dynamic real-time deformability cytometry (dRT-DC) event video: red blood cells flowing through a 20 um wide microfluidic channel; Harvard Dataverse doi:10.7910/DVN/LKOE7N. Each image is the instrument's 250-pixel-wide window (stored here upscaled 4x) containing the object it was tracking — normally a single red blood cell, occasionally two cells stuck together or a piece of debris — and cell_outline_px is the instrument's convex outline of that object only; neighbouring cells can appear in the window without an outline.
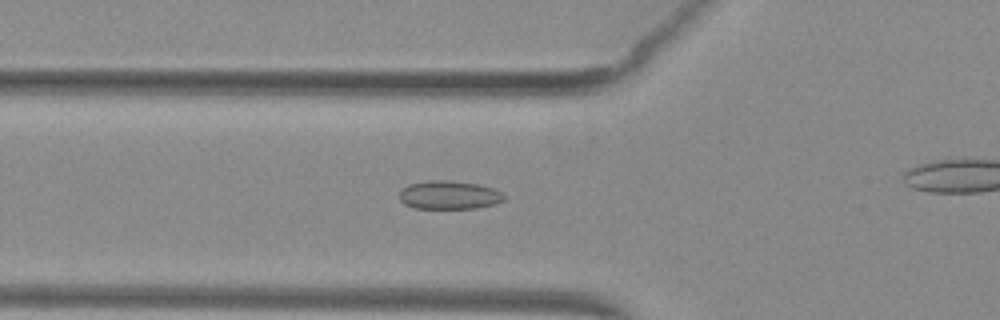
{"species": "common noctule bat (a hibernating species)", "species_latin": "Nyctalus noctula", "temperature_condition": "warm", "stored_images_in_passage": 44, "camera_frame_rate_fps": 3000, "um_per_image_px": 0.085, "animal": {"sex": "female", "body_mass_g": 29.2, "forearm_length_mm": 56.3}, "frame": {"image": 1, "passage_image": 20, "time_ms": 6.333, "image_size_px": [1000, 320], "cell_outline_px": [[504, 200], [496, 204], [476, 208], [416, 208], [404, 204], [400, 200], [400, 188], [408, 184], [428, 180], [444, 180], [476, 184], [492, 188], [500, 192], [504, 196]], "centroid_in_image_um": [38.13, 16.58], "position_along_channel_um": 87.7, "area_um2": 17.28}}
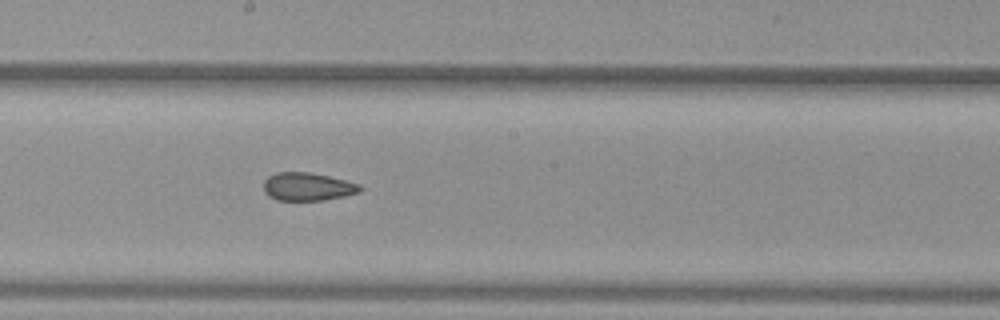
{"frame": {"image": 2, "passage_image": 30, "time_ms": 9.667, "image_size_px": [1000, 320], "cell_outline_px": [[364, 188], [360, 192], [344, 196], [324, 200], [276, 200], [268, 196], [264, 192], [264, 180], [268, 176], [276, 172], [308, 172], [328, 176], [360, 184]], "centroid_in_image_um": [26.14, 15.87], "position_along_channel_um": 222.1, "area_um2": 15.84}}
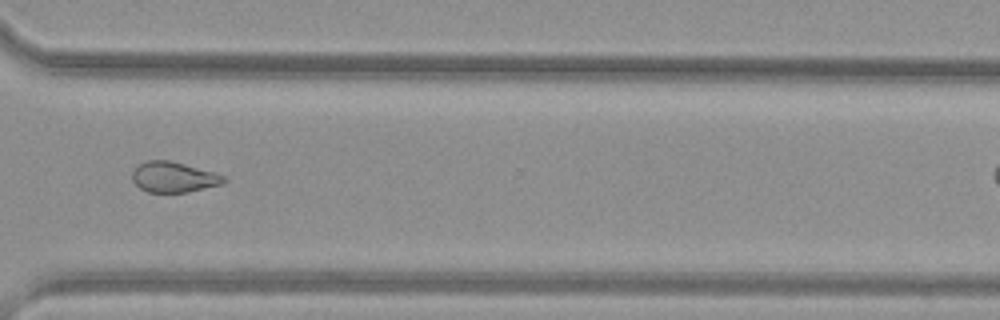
{"frame": {"image": 3, "passage_image": 40, "time_ms": 13.0, "image_size_px": [1000, 320], "cell_outline_px": [[228, 180], [224, 184], [188, 192], [148, 192], [140, 188], [132, 180], [132, 172], [136, 164], [148, 160], [168, 160], [184, 164], [212, 172], [224, 176]], "centroid_in_image_um": [14.74, 15.05], "position_along_channel_um": 355.9, "area_um2": 16.3}}